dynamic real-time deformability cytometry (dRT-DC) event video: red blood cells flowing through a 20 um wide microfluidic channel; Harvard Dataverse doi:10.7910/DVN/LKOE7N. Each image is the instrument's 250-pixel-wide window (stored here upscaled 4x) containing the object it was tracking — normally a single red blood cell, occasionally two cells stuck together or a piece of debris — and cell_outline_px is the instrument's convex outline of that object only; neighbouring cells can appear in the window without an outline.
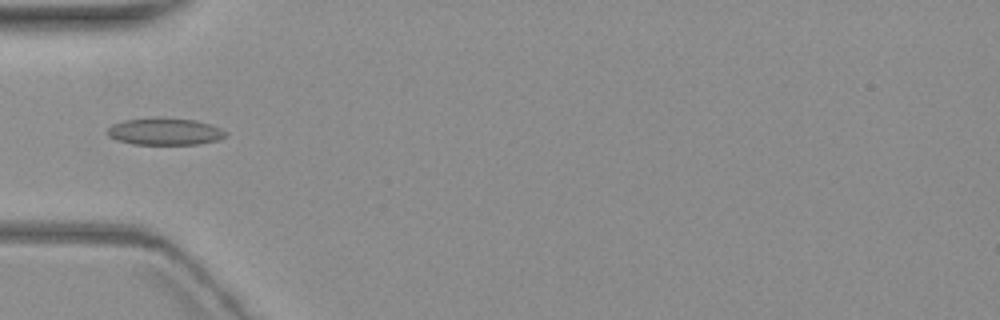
{"species": "common noctule bat (a hibernating species)", "species_latin": "Nyctalus noctula", "temperature_condition": "warm", "stored_images_in_passage": 8, "camera_frame_rate_fps": 3000, "um_per_image_px": 0.085, "animal": {"sex": "female", "body_mass_g": 19.3, "forearm_length_mm": 54.1}, "frame": {"image": 1, "passage_image": 3, "time_ms": 2.667, "image_size_px": [1000, 320], "cell_outline_px": [[228, 136], [220, 140], [200, 144], [132, 144], [116, 140], [108, 136], [108, 128], [112, 124], [124, 120], [192, 120], [208, 124], [220, 128], [228, 132]], "centroid_in_image_um": [14.05, 11.23], "position_along_channel_um": 70.9, "area_um2": 17.92}}
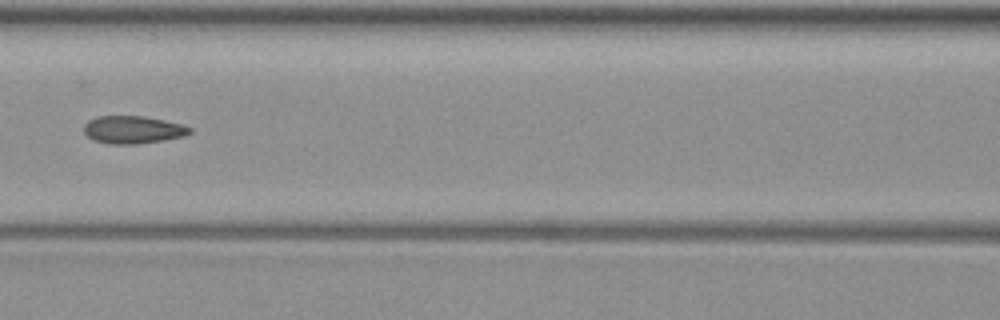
{"frame": {"image": 2, "passage_image": 5, "time_ms": 5.0, "image_size_px": [1000, 320], "cell_outline_px": [[192, 132], [184, 136], [164, 140], [136, 144], [108, 144], [92, 140], [84, 132], [84, 124], [88, 120], [96, 116], [140, 116], [164, 120], [180, 124], [192, 128]], "centroid_in_image_um": [11.27, 11.03], "position_along_channel_um": 155.3, "area_um2": 17.11}}
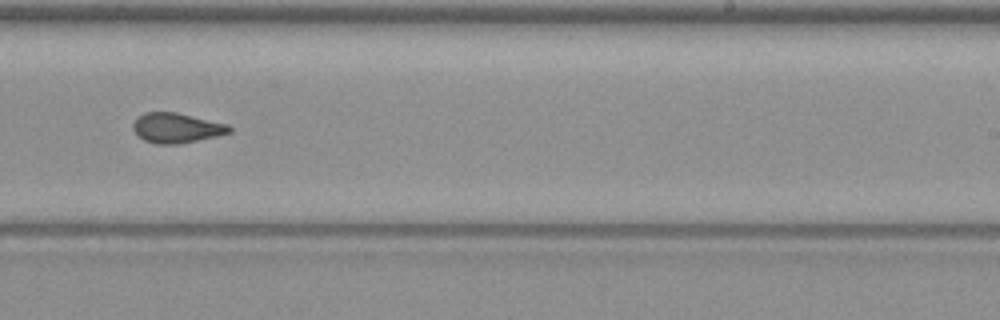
{"frame": {"image": 3, "passage_image": 8, "time_ms": 8.333, "image_size_px": [1000, 320], "cell_outline_px": [[232, 132], [216, 136], [180, 144], [156, 144], [144, 140], [132, 128], [132, 124], [136, 116], [144, 112], [176, 112], [228, 124], [232, 128]], "centroid_in_image_um": [14.99, 10.86], "position_along_channel_um": 274.0, "area_um2": 16.88}}